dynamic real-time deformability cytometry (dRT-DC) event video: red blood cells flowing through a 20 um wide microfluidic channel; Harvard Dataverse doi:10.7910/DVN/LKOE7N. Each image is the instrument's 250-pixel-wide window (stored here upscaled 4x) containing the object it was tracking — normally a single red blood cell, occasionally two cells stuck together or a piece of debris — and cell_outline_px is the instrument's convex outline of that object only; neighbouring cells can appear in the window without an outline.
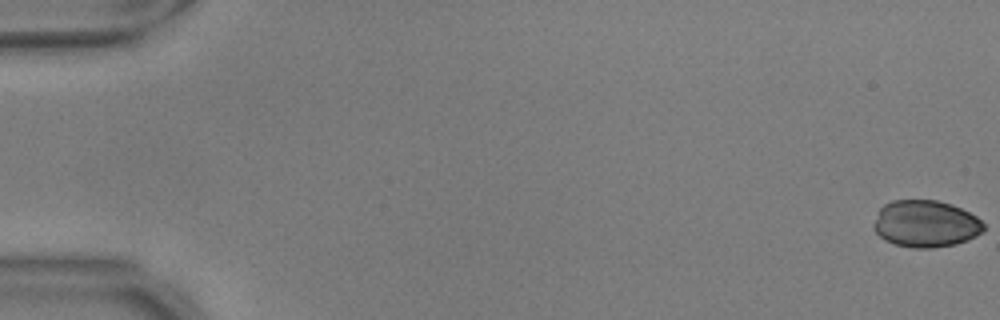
{"species": "common noctule bat (a hibernating species)", "species_latin": "Nyctalus noctula", "temperature_condition": "warm", "stored_images_in_passage": 55, "camera_frame_rate_fps": 3000, "um_per_image_px": 0.085, "animal": {"sex": "male", "body_mass_g": 17.9, "forearm_length_mm": 54.2}, "frame": {"image": 1, "passage_image": 1, "time_ms": 0.0, "image_size_px": [1000, 320], "cell_outline_px": [[984, 232], [968, 240], [956, 244], [932, 248], [912, 248], [896, 244], [884, 240], [872, 228], [872, 224], [876, 212], [884, 204], [892, 200], [936, 200], [952, 204], [976, 216], [984, 224]], "centroid_in_image_um": [78.65, 19.02], "position_along_channel_um": 6.3, "area_um2": 30.4}}
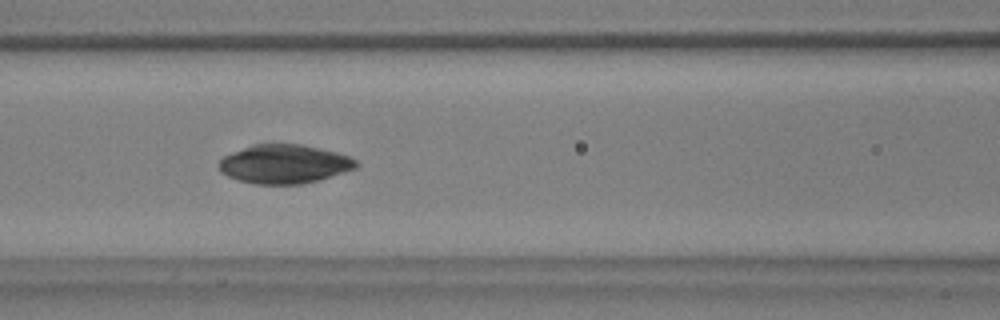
{"frame": {"image": 2, "passage_image": 25, "time_ms": 8.0, "image_size_px": [1000, 320], "cell_outline_px": [[360, 164], [356, 168], [344, 172], [316, 180], [300, 184], [256, 184], [240, 180], [228, 176], [220, 172], [216, 164], [224, 156], [232, 152], [252, 144], [300, 144], [336, 152], [348, 156], [356, 160]], "centroid_in_image_um": [24.13, 13.94], "position_along_channel_um": 142.5, "area_um2": 30.92}}
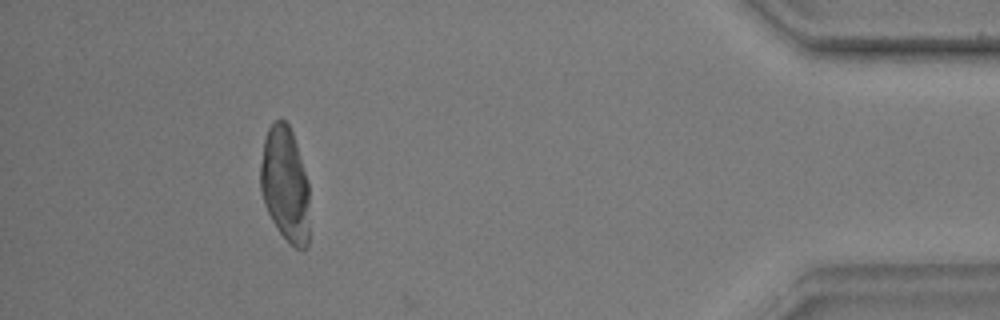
{"frame": {"image": 3, "passage_image": 51, "time_ms": 16.667, "image_size_px": [1000, 320], "cell_outline_px": [[308, 244], [304, 248], [296, 248], [288, 244], [272, 220], [264, 204], [260, 188], [260, 164], [264, 140], [268, 128], [276, 120], [284, 120], [288, 124], [292, 132], [308, 180]], "centroid_in_image_um": [24.22, 15.68], "position_along_channel_um": 411.0, "area_um2": 32.77}}